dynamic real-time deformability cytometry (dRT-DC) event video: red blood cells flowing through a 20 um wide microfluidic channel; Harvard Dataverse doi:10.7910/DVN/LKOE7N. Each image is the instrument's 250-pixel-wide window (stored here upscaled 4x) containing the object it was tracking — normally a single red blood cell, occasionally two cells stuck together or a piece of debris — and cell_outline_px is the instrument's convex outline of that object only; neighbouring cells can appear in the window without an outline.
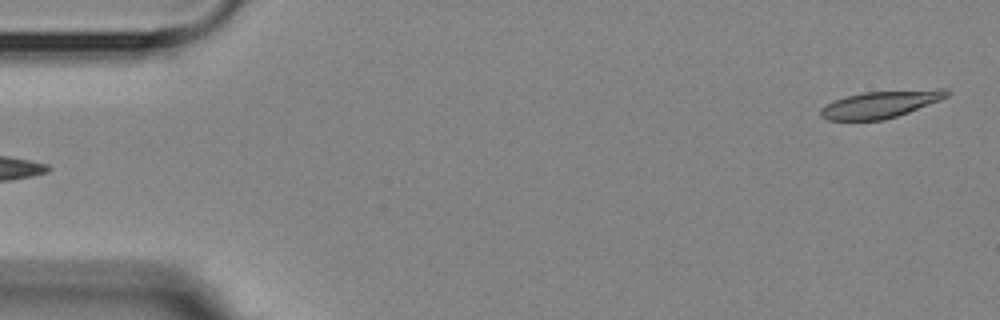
{"species": "Egyptian fruit bat (a non-hibernating species)", "species_latin": "Rousettus aegyptiacus", "temperature_condition": "room temperature", "stored_images_in_passage": 6, "segment_of_instrument_passage": [2, 2], "camera_frame_rate_fps": 3000, "um_per_image_px": 0.085, "animal": {"sex": "female"}, "frame": {"image": 1, "passage_image": 6, "time_ms": 5.667, "image_size_px": [1000, 320], "cell_outline_px": [[952, 92], [948, 96], [940, 100], [908, 112], [884, 120], [828, 120], [820, 116], [820, 108], [844, 96], [864, 92], [936, 88], [948, 88]], "centroid_in_image_um": [74.9, 8.84], "position_along_channel_um": 10.1, "area_um2": 20.06}}